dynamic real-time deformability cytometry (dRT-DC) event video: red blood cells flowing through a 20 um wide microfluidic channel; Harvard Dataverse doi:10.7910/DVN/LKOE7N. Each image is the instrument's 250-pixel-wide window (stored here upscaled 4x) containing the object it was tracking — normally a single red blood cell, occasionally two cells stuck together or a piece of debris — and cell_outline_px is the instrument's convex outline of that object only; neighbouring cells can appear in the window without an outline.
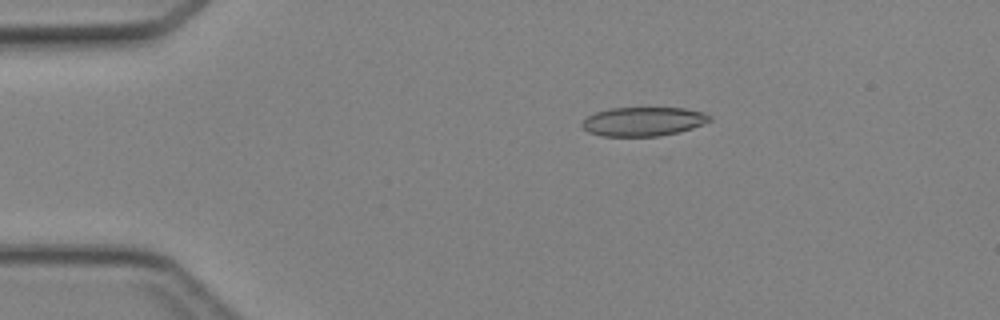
{"species": "Egyptian fruit bat (a non-hibernating species)", "species_latin": "Rousettus aegyptiacus", "temperature_condition": "cold", "stored_images_in_passage": 46, "camera_frame_rate_fps": 3000, "um_per_image_px": 0.085, "animal": {"sex": "female"}, "frame": {"image": 1, "passage_image": 9, "time_ms": 2.667, "image_size_px": [1000, 320], "cell_outline_px": [[712, 120], [704, 124], [692, 128], [660, 136], [604, 136], [588, 132], [580, 124], [588, 116], [596, 112], [608, 108], [684, 108], [704, 112], [712, 116]], "centroid_in_image_um": [54.7, 10.32], "position_along_channel_um": 30.3, "area_um2": 21.56}}
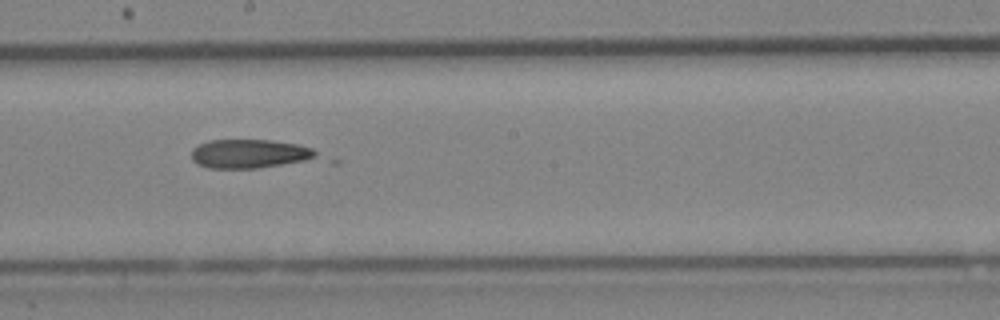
{"frame": {"image": 2, "passage_image": 26, "time_ms": 8.333, "image_size_px": [1000, 320], "cell_outline_px": [[316, 156], [304, 160], [256, 168], [208, 168], [196, 164], [192, 160], [192, 148], [208, 140], [272, 140], [300, 144], [312, 148], [316, 152]], "centroid_in_image_um": [21.14, 13.05], "position_along_channel_um": 227.1, "area_um2": 20.81}}
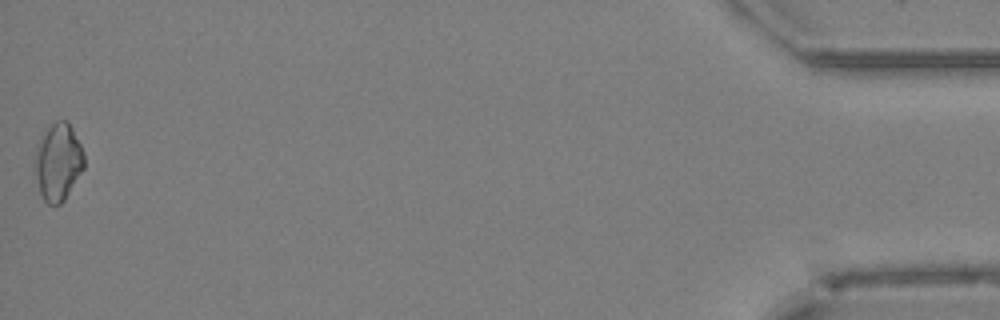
{"frame": {"image": 3, "passage_image": 46, "time_ms": 15.0, "image_size_px": [1000, 320], "cell_outline_px": [[84, 168], [64, 200], [60, 204], [48, 204], [44, 200], [40, 192], [32, 164], [36, 144], [40, 136], [56, 120], [68, 120], [84, 152]], "centroid_in_image_um": [4.9, 13.74], "position_along_channel_um": 430.3, "area_um2": 22.48}}